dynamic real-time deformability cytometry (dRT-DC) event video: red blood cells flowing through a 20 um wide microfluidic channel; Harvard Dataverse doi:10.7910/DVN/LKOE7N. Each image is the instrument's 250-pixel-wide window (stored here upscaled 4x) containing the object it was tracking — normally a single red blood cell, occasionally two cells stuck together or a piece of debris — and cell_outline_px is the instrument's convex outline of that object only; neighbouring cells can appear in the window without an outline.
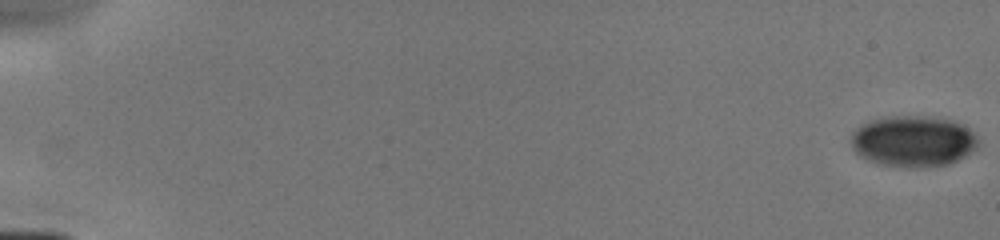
{"species": "human", "species_latin": "Homo sapiens", "temperature_condition": "cold", "stored_images_in_passage": 8, "camera_frame_rate_fps": 3000, "um_per_image_px": 0.085, "donor": {"sex": "male"}, "frame": {"image": 1, "passage_image": 1, "time_ms": 0.0, "image_size_px": [1000, 240], "cell_outline_px": [[980, 144], [976, 148], [964, 156], [948, 164], [880, 164], [868, 160], [860, 156], [852, 148], [852, 132], [856, 128], [872, 120], [888, 116], [916, 116], [952, 120], [968, 128], [980, 140]], "centroid_in_image_um": [77.62, 11.95], "position_along_channel_um": 7.4, "area_um2": 36.59}}
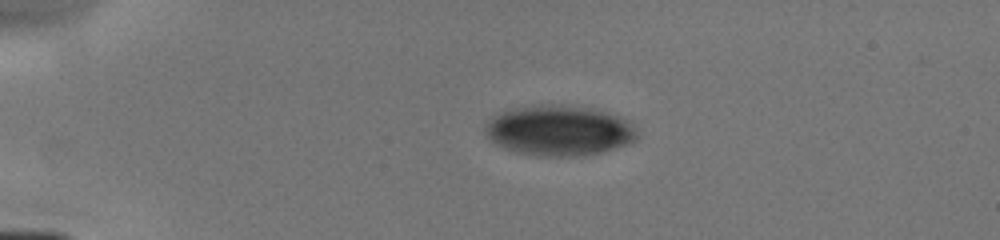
{"frame": {"image": 2, "passage_image": 5, "time_ms": 4.0, "image_size_px": [1000, 240], "cell_outline_px": [[636, 140], [600, 152], [568, 156], [540, 156], [520, 152], [504, 148], [488, 140], [484, 132], [484, 124], [492, 116], [500, 112], [512, 108], [540, 104], [552, 104], [592, 108], [608, 112], [620, 116], [628, 120], [636, 128]], "centroid_in_image_um": [47.46, 11.07], "position_along_channel_um": 37.5, "area_um2": 44.56}}
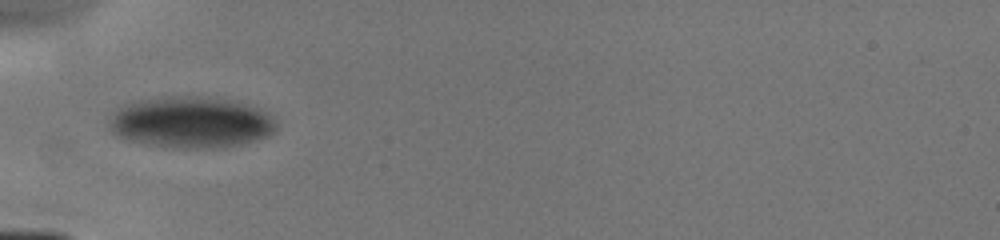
{"frame": {"image": 3, "passage_image": 7, "time_ms": 6.0, "image_size_px": [1000, 240], "cell_outline_px": [[276, 132], [268, 136], [244, 144], [224, 148], [176, 148], [148, 144], [128, 140], [112, 132], [108, 128], [108, 124], [112, 116], [124, 104], [136, 100], [172, 96], [200, 96], [228, 100], [256, 108], [268, 112], [276, 124]], "centroid_in_image_um": [16.25, 10.41], "position_along_channel_um": 68.8, "area_um2": 50.0}}